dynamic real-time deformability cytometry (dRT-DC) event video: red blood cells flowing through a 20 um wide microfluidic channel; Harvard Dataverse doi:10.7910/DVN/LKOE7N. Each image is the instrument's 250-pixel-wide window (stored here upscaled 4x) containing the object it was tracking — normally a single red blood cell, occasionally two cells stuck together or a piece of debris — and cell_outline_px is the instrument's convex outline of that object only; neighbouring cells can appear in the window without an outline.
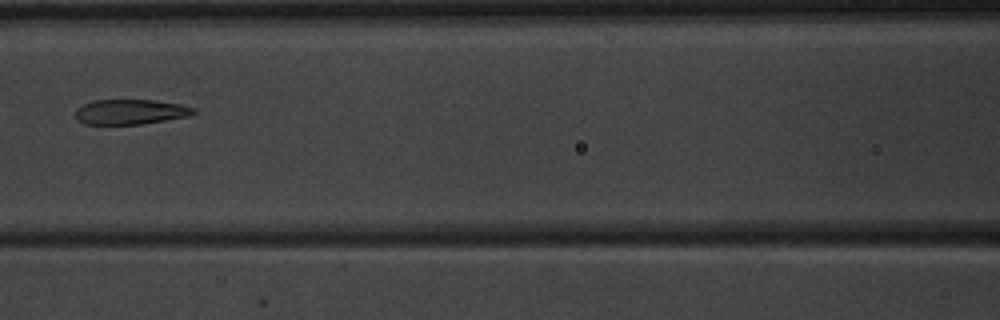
{"species": "common noctule bat (a hibernating species)", "species_latin": "Nyctalus noctula", "temperature_condition": "warm", "stored_images_in_passage": 9, "camera_frame_rate_fps": 3000, "um_per_image_px": 0.085, "animal": {"sex": "male", "body_mass_g": 20.1, "forearm_length_mm": 53.5}, "frame": {"image": 1, "passage_image": 7, "time_ms": 7.333, "image_size_px": [1000, 320], "cell_outline_px": [[196, 112], [188, 116], [144, 124], [84, 124], [76, 116], [76, 108], [92, 100], [152, 100], [180, 104], [196, 108]], "centroid_in_image_um": [11.1, 9.5], "position_along_channel_um": 155.5, "area_um2": 17.17}}
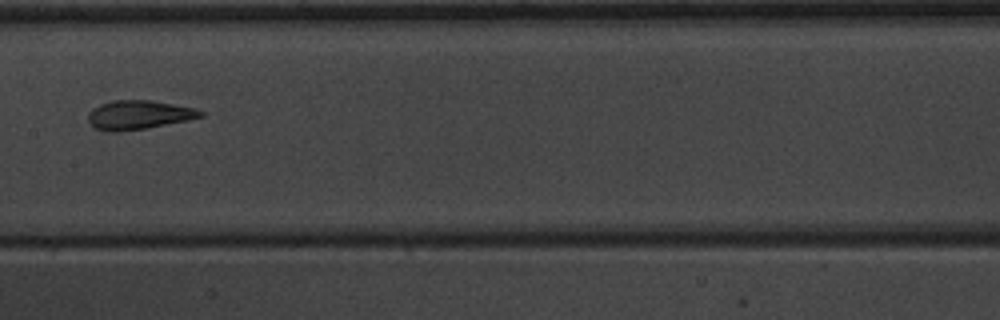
{"frame": {"image": 2, "passage_image": 8, "time_ms": 8.333, "image_size_px": [1000, 320], "cell_outline_px": [[204, 116], [188, 120], [144, 128], [120, 132], [104, 132], [96, 128], [88, 120], [88, 112], [92, 108], [100, 104], [112, 100], [152, 100], [196, 108], [204, 112]], "centroid_in_image_um": [11.77, 9.76], "position_along_channel_um": 195.6, "area_um2": 19.07}}
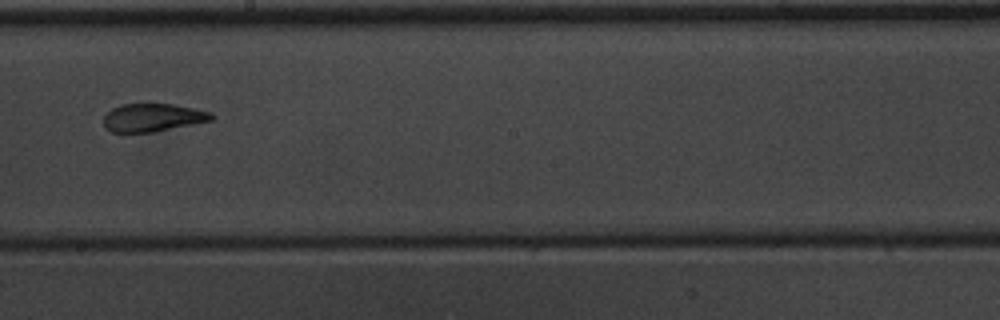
{"frame": {"image": 3, "passage_image": 9, "time_ms": 9.333, "image_size_px": [1000, 320], "cell_outline_px": [[216, 116], [212, 120], [152, 132], [108, 132], [104, 128], [104, 116], [112, 108], [120, 104], [172, 104], [212, 112]], "centroid_in_image_um": [12.96, 9.99], "position_along_channel_um": 235.2, "area_um2": 17.57}}